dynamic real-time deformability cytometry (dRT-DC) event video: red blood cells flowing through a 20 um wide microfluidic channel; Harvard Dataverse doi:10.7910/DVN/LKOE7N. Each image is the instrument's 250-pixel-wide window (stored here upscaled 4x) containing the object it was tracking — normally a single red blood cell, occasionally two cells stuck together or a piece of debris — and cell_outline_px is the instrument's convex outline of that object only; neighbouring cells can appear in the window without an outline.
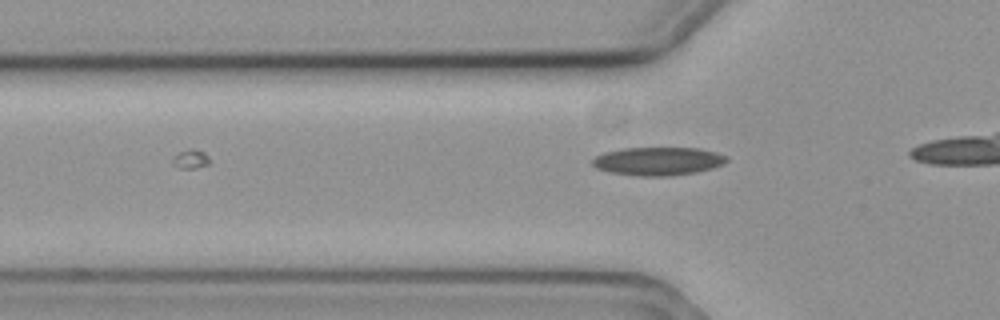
{"species": "common noctule bat (a hibernating species)", "species_latin": "Nyctalus noctula", "temperature_condition": "cold", "stored_images_in_passage": 5, "camera_frame_rate_fps": 3000, "um_per_image_px": 0.085, "animal": {"sex": "female", "body_mass_g": 19.3, "forearm_length_mm": 54.1}, "frame": {"image": 1, "passage_image": 5, "time_ms": 1.333, "image_size_px": [1000, 320], "cell_outline_px": [[728, 160], [724, 164], [712, 168], [696, 172], [672, 176], [640, 176], [612, 172], [596, 168], [592, 164], [592, 160], [596, 156], [604, 152], [624, 148], [696, 148], [716, 152], [728, 156]], "centroid_in_image_um": [55.96, 13.7], "position_along_channel_um": 69.8, "area_um2": 22.08}}